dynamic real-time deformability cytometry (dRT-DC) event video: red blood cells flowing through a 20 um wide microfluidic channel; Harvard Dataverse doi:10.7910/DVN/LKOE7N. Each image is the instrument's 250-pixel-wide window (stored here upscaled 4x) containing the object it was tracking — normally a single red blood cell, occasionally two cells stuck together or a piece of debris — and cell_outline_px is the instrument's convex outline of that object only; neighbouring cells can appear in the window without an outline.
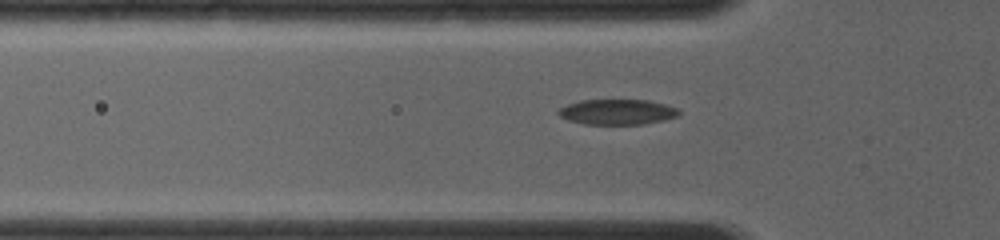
{"species": "common noctule bat (a hibernating species)", "species_latin": "Nyctalus noctula", "temperature_condition": "room temperature", "stored_images_in_passage": 29, "camera_frame_rate_fps": 4000, "um_per_image_px": 0.085, "animal": {"sex": "female", "body_mass_g": 19.0, "forearm_length_mm": 56.7}, "frame": {"image": 1, "passage_image": 4, "time_ms": 0.5, "image_size_px": [1000, 240], "cell_outline_px": [[680, 116], [664, 120], [644, 124], [584, 124], [568, 120], [560, 116], [556, 112], [560, 108], [568, 104], [580, 100], [648, 100], [664, 104], [676, 108], [680, 112]], "centroid_in_image_um": [52.47, 9.52], "position_along_channel_um": 73.3, "area_um2": 17.8}}
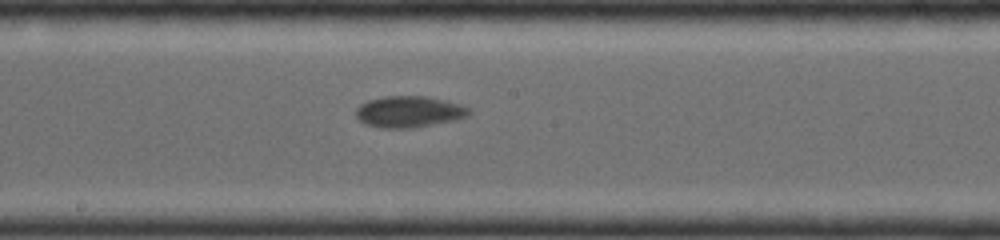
{"frame": {"image": 2, "passage_image": 14, "time_ms": 3.75, "image_size_px": [1000, 240], "cell_outline_px": [[472, 112], [468, 116], [456, 120], [412, 128], [380, 128], [364, 124], [356, 116], [356, 108], [360, 104], [368, 100], [384, 96], [428, 96], [460, 104], [468, 108]], "centroid_in_image_um": [34.76, 9.5], "position_along_channel_um": 213.4, "area_um2": 20.81}}
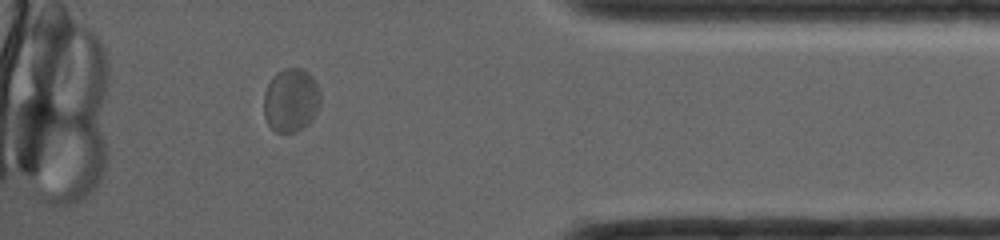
{"frame": {"image": 3, "passage_image": 25, "time_ms": 8.75, "image_size_px": [1000, 240], "cell_outline_px": [[320, 104], [312, 120], [308, 124], [292, 132], [276, 132], [268, 124], [264, 116], [264, 92], [272, 76], [276, 72], [284, 68], [300, 68], [308, 72], [316, 80], [320, 92]], "centroid_in_image_um": [24.73, 8.49], "position_along_channel_um": 410.5, "area_um2": 21.1}}